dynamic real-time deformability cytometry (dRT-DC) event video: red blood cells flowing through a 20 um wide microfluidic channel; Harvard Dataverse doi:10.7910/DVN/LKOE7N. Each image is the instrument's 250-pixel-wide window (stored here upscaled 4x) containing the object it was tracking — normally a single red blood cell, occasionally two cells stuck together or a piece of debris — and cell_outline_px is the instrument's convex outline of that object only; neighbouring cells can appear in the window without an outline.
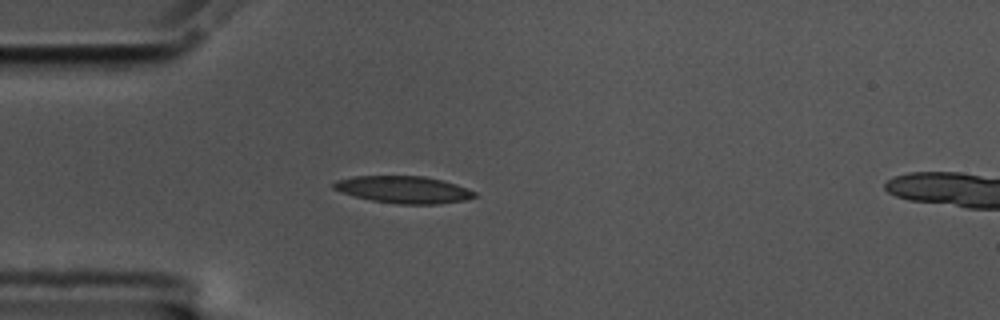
{"species": "common noctule bat (a hibernating species)", "species_latin": "Nyctalus noctula", "temperature_condition": "cold", "stored_images_in_passage": 43, "camera_frame_rate_fps": 3000, "um_per_image_px": 0.085, "animal": {"sex": "male", "body_mass_g": 17.5, "forearm_length_mm": 52.3}, "frame": {"image": 1, "passage_image": 1, "time_ms": 0.0, "image_size_px": [1000, 320], "cell_outline_px": [[476, 196], [464, 200], [440, 204], [400, 204], [372, 200], [340, 192], [332, 188], [332, 184], [336, 180], [352, 176], [424, 176], [456, 184], [476, 192]], "centroid_in_image_um": [34.28, 16.11], "position_along_channel_um": 50.7, "area_um2": 22.14}}
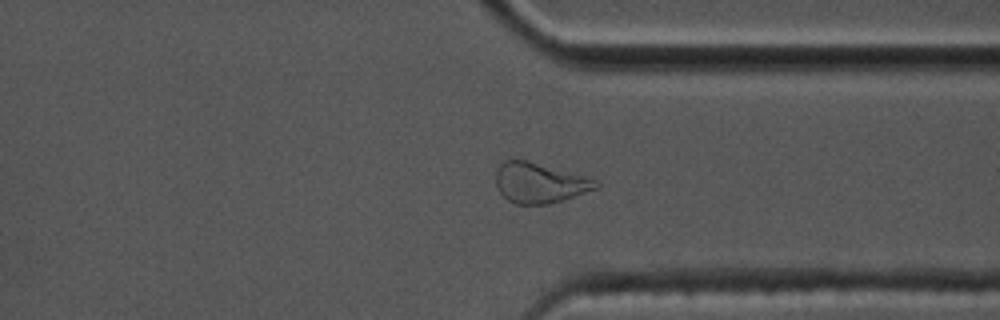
{"frame": {"image": 2, "passage_image": 29, "time_ms": 9.333, "image_size_px": [1000, 320], "cell_outline_px": [[600, 188], [552, 204], [516, 204], [508, 200], [500, 192], [496, 184], [496, 168], [504, 160], [528, 160], [584, 176], [596, 180], [600, 184]], "centroid_in_image_um": [45.88, 15.55], "position_along_channel_um": 365.5, "area_um2": 23.58}}
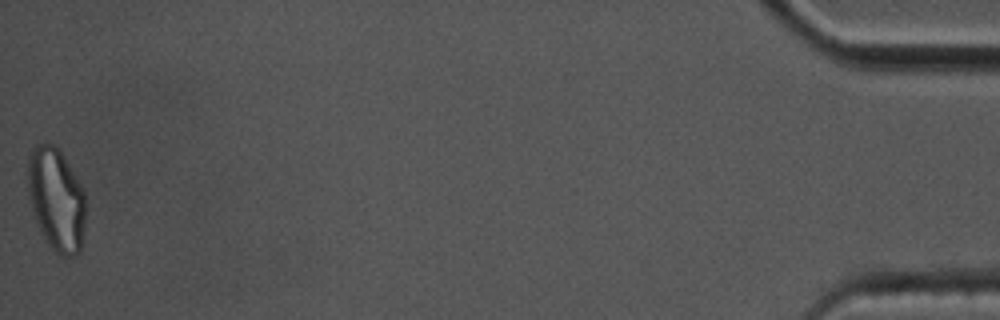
{"frame": {"image": 3, "passage_image": 43, "time_ms": 14.0, "image_size_px": [1000, 320], "cell_outline_px": [[84, 240], [80, 252], [72, 256], [64, 256], [56, 252], [48, 244], [36, 220], [28, 196], [28, 156], [32, 148], [36, 144], [52, 144], [60, 148], [80, 184], [84, 192]], "centroid_in_image_um": [4.79, 16.93], "position_along_channel_um": 430.4, "area_um2": 34.62}, "authors_computed_cell_mechanics": {"area_um2": 22.4264, "velocity_mm_per_s": 3.4787, "shape_relaxation_time_tau1_ms": null, "shape_relaxation_time_tau2_ms": 3.0129, "deformation_change_tau1": null, "deformation_change_tau2": 0.0968}}